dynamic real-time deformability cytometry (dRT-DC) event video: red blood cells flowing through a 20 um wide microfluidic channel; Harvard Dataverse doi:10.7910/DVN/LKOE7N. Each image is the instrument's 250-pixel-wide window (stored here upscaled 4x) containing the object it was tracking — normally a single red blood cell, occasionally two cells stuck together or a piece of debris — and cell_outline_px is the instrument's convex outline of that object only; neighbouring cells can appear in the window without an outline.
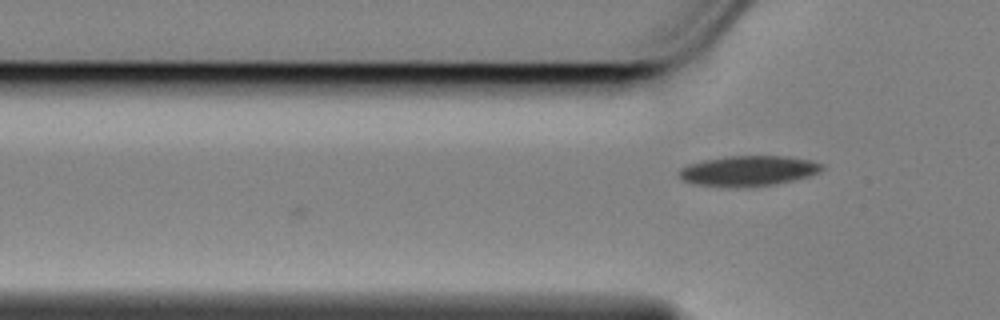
{"species": "Egyptian fruit bat (a non-hibernating species)", "species_latin": "Rousettus aegyptiacus", "temperature_condition": "cold", "stored_images_in_passage": 3, "camera_frame_rate_fps": 3000, "um_per_image_px": 0.085, "animal": {"sex": "female"}, "frame": {"image": 1, "passage_image": 3, "time_ms": 0.667, "image_size_px": [1000, 320], "cell_outline_px": [[824, 168], [820, 172], [808, 176], [776, 184], [692, 184], [684, 180], [676, 172], [680, 168], [688, 164], [704, 160], [724, 156], [788, 156], [812, 160], [824, 164]], "centroid_in_image_um": [63.66, 14.46], "position_along_channel_um": 62.1, "area_um2": 24.33}}